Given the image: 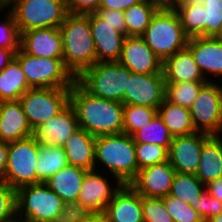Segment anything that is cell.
I'll list each match as a JSON object with an SVG mask.
<instances>
[{
    "instance_id": "6da1fadb",
    "label": "cell",
    "mask_w": 222,
    "mask_h": 222,
    "mask_svg": "<svg viewBox=\"0 0 222 222\" xmlns=\"http://www.w3.org/2000/svg\"><path fill=\"white\" fill-rule=\"evenodd\" d=\"M69 104L79 127L91 135L97 137L123 133V103L96 97L75 81L71 87Z\"/></svg>"
},
{
    "instance_id": "7a4b0ae2",
    "label": "cell",
    "mask_w": 222,
    "mask_h": 222,
    "mask_svg": "<svg viewBox=\"0 0 222 222\" xmlns=\"http://www.w3.org/2000/svg\"><path fill=\"white\" fill-rule=\"evenodd\" d=\"M100 167L108 170L110 180L130 184L139 172L133 137L127 133L97 136L94 169L99 171Z\"/></svg>"
},
{
    "instance_id": "3957f363",
    "label": "cell",
    "mask_w": 222,
    "mask_h": 222,
    "mask_svg": "<svg viewBox=\"0 0 222 222\" xmlns=\"http://www.w3.org/2000/svg\"><path fill=\"white\" fill-rule=\"evenodd\" d=\"M63 42V62L77 78L96 64V49L89 24V14L69 13L60 25Z\"/></svg>"
},
{
    "instance_id": "277c9868",
    "label": "cell",
    "mask_w": 222,
    "mask_h": 222,
    "mask_svg": "<svg viewBox=\"0 0 222 222\" xmlns=\"http://www.w3.org/2000/svg\"><path fill=\"white\" fill-rule=\"evenodd\" d=\"M141 37L162 63L185 49L189 39L177 12L171 7H161Z\"/></svg>"
},
{
    "instance_id": "5b68a950",
    "label": "cell",
    "mask_w": 222,
    "mask_h": 222,
    "mask_svg": "<svg viewBox=\"0 0 222 222\" xmlns=\"http://www.w3.org/2000/svg\"><path fill=\"white\" fill-rule=\"evenodd\" d=\"M19 32L41 28H60L69 14L66 0H8Z\"/></svg>"
},
{
    "instance_id": "8992f818",
    "label": "cell",
    "mask_w": 222,
    "mask_h": 222,
    "mask_svg": "<svg viewBox=\"0 0 222 222\" xmlns=\"http://www.w3.org/2000/svg\"><path fill=\"white\" fill-rule=\"evenodd\" d=\"M130 73L118 61L97 62L84 70L76 81L96 97L123 103Z\"/></svg>"
},
{
    "instance_id": "52a82bcc",
    "label": "cell",
    "mask_w": 222,
    "mask_h": 222,
    "mask_svg": "<svg viewBox=\"0 0 222 222\" xmlns=\"http://www.w3.org/2000/svg\"><path fill=\"white\" fill-rule=\"evenodd\" d=\"M63 204L43 182L16 190V217L25 222H52L61 213Z\"/></svg>"
},
{
    "instance_id": "ba28073f",
    "label": "cell",
    "mask_w": 222,
    "mask_h": 222,
    "mask_svg": "<svg viewBox=\"0 0 222 222\" xmlns=\"http://www.w3.org/2000/svg\"><path fill=\"white\" fill-rule=\"evenodd\" d=\"M14 58L19 62L31 88H71L76 81L64 65L63 58L31 56L21 49Z\"/></svg>"
},
{
    "instance_id": "9c48e42d",
    "label": "cell",
    "mask_w": 222,
    "mask_h": 222,
    "mask_svg": "<svg viewBox=\"0 0 222 222\" xmlns=\"http://www.w3.org/2000/svg\"><path fill=\"white\" fill-rule=\"evenodd\" d=\"M71 88H30L19 99L32 130L55 117L68 104Z\"/></svg>"
},
{
    "instance_id": "30bf717a",
    "label": "cell",
    "mask_w": 222,
    "mask_h": 222,
    "mask_svg": "<svg viewBox=\"0 0 222 222\" xmlns=\"http://www.w3.org/2000/svg\"><path fill=\"white\" fill-rule=\"evenodd\" d=\"M39 143L33 136L8 143L5 183L15 190L37 184Z\"/></svg>"
},
{
    "instance_id": "8fae6325",
    "label": "cell",
    "mask_w": 222,
    "mask_h": 222,
    "mask_svg": "<svg viewBox=\"0 0 222 222\" xmlns=\"http://www.w3.org/2000/svg\"><path fill=\"white\" fill-rule=\"evenodd\" d=\"M221 82H207L189 108L196 131L210 135L222 134Z\"/></svg>"
},
{
    "instance_id": "7c38bea8",
    "label": "cell",
    "mask_w": 222,
    "mask_h": 222,
    "mask_svg": "<svg viewBox=\"0 0 222 222\" xmlns=\"http://www.w3.org/2000/svg\"><path fill=\"white\" fill-rule=\"evenodd\" d=\"M166 82L163 73H130L123 98L124 105L158 109L165 99Z\"/></svg>"
},
{
    "instance_id": "4fadbf2b",
    "label": "cell",
    "mask_w": 222,
    "mask_h": 222,
    "mask_svg": "<svg viewBox=\"0 0 222 222\" xmlns=\"http://www.w3.org/2000/svg\"><path fill=\"white\" fill-rule=\"evenodd\" d=\"M211 136L208 133L197 131L173 138L168 151V160L176 172L196 174L203 144Z\"/></svg>"
},
{
    "instance_id": "5bb4252c",
    "label": "cell",
    "mask_w": 222,
    "mask_h": 222,
    "mask_svg": "<svg viewBox=\"0 0 222 222\" xmlns=\"http://www.w3.org/2000/svg\"><path fill=\"white\" fill-rule=\"evenodd\" d=\"M109 179L100 171L88 170L77 201L91 213H104L108 203L123 185L121 182H113V185Z\"/></svg>"
},
{
    "instance_id": "9a60e30c",
    "label": "cell",
    "mask_w": 222,
    "mask_h": 222,
    "mask_svg": "<svg viewBox=\"0 0 222 222\" xmlns=\"http://www.w3.org/2000/svg\"><path fill=\"white\" fill-rule=\"evenodd\" d=\"M175 174L168 160L140 169L129 185L142 197L163 198L170 193Z\"/></svg>"
},
{
    "instance_id": "2e32d148",
    "label": "cell",
    "mask_w": 222,
    "mask_h": 222,
    "mask_svg": "<svg viewBox=\"0 0 222 222\" xmlns=\"http://www.w3.org/2000/svg\"><path fill=\"white\" fill-rule=\"evenodd\" d=\"M187 48L208 82H213L214 77L222 81V37H191Z\"/></svg>"
},
{
    "instance_id": "e0dca14e",
    "label": "cell",
    "mask_w": 222,
    "mask_h": 222,
    "mask_svg": "<svg viewBox=\"0 0 222 222\" xmlns=\"http://www.w3.org/2000/svg\"><path fill=\"white\" fill-rule=\"evenodd\" d=\"M118 62L132 73H163V63L141 36H126Z\"/></svg>"
},
{
    "instance_id": "ac0fdd59",
    "label": "cell",
    "mask_w": 222,
    "mask_h": 222,
    "mask_svg": "<svg viewBox=\"0 0 222 222\" xmlns=\"http://www.w3.org/2000/svg\"><path fill=\"white\" fill-rule=\"evenodd\" d=\"M20 49L31 56L63 58V42L59 28L32 29L20 33Z\"/></svg>"
},
{
    "instance_id": "d6986e66",
    "label": "cell",
    "mask_w": 222,
    "mask_h": 222,
    "mask_svg": "<svg viewBox=\"0 0 222 222\" xmlns=\"http://www.w3.org/2000/svg\"><path fill=\"white\" fill-rule=\"evenodd\" d=\"M78 128L75 112L68 104L55 117L50 118L33 130V137L40 145L62 147Z\"/></svg>"
},
{
    "instance_id": "ffe728a7",
    "label": "cell",
    "mask_w": 222,
    "mask_h": 222,
    "mask_svg": "<svg viewBox=\"0 0 222 222\" xmlns=\"http://www.w3.org/2000/svg\"><path fill=\"white\" fill-rule=\"evenodd\" d=\"M89 24L96 49V63L118 61L126 36L117 32L95 13H89Z\"/></svg>"
},
{
    "instance_id": "44dd1931",
    "label": "cell",
    "mask_w": 222,
    "mask_h": 222,
    "mask_svg": "<svg viewBox=\"0 0 222 222\" xmlns=\"http://www.w3.org/2000/svg\"><path fill=\"white\" fill-rule=\"evenodd\" d=\"M104 215L107 222H143L142 196L124 184L108 203Z\"/></svg>"
},
{
    "instance_id": "7402d4cb",
    "label": "cell",
    "mask_w": 222,
    "mask_h": 222,
    "mask_svg": "<svg viewBox=\"0 0 222 222\" xmlns=\"http://www.w3.org/2000/svg\"><path fill=\"white\" fill-rule=\"evenodd\" d=\"M31 136L33 130L19 100L0 102V141L10 143Z\"/></svg>"
},
{
    "instance_id": "603a6c76",
    "label": "cell",
    "mask_w": 222,
    "mask_h": 222,
    "mask_svg": "<svg viewBox=\"0 0 222 222\" xmlns=\"http://www.w3.org/2000/svg\"><path fill=\"white\" fill-rule=\"evenodd\" d=\"M162 71L166 83L207 81L187 47L166 59Z\"/></svg>"
},
{
    "instance_id": "cb8c5ba5",
    "label": "cell",
    "mask_w": 222,
    "mask_h": 222,
    "mask_svg": "<svg viewBox=\"0 0 222 222\" xmlns=\"http://www.w3.org/2000/svg\"><path fill=\"white\" fill-rule=\"evenodd\" d=\"M96 137L82 128H78L62 146L67 156L68 165L78 166L86 170L95 167Z\"/></svg>"
},
{
    "instance_id": "d4e9b609",
    "label": "cell",
    "mask_w": 222,
    "mask_h": 222,
    "mask_svg": "<svg viewBox=\"0 0 222 222\" xmlns=\"http://www.w3.org/2000/svg\"><path fill=\"white\" fill-rule=\"evenodd\" d=\"M88 170L67 165L52 175L45 184L55 192L63 202L77 201L82 183Z\"/></svg>"
},
{
    "instance_id": "484cf974",
    "label": "cell",
    "mask_w": 222,
    "mask_h": 222,
    "mask_svg": "<svg viewBox=\"0 0 222 222\" xmlns=\"http://www.w3.org/2000/svg\"><path fill=\"white\" fill-rule=\"evenodd\" d=\"M195 175L204 185L222 178V135H212L203 144Z\"/></svg>"
},
{
    "instance_id": "4316f807",
    "label": "cell",
    "mask_w": 222,
    "mask_h": 222,
    "mask_svg": "<svg viewBox=\"0 0 222 222\" xmlns=\"http://www.w3.org/2000/svg\"><path fill=\"white\" fill-rule=\"evenodd\" d=\"M157 114L173 137L197 132L193 126L189 109L174 104L166 98L157 109Z\"/></svg>"
},
{
    "instance_id": "83f0119b",
    "label": "cell",
    "mask_w": 222,
    "mask_h": 222,
    "mask_svg": "<svg viewBox=\"0 0 222 222\" xmlns=\"http://www.w3.org/2000/svg\"><path fill=\"white\" fill-rule=\"evenodd\" d=\"M30 88L19 62L14 58L0 72V102L18 101Z\"/></svg>"
},
{
    "instance_id": "f1b7e54d",
    "label": "cell",
    "mask_w": 222,
    "mask_h": 222,
    "mask_svg": "<svg viewBox=\"0 0 222 222\" xmlns=\"http://www.w3.org/2000/svg\"><path fill=\"white\" fill-rule=\"evenodd\" d=\"M161 8L158 0H143L124 12L126 36H142L154 14Z\"/></svg>"
},
{
    "instance_id": "f546056e",
    "label": "cell",
    "mask_w": 222,
    "mask_h": 222,
    "mask_svg": "<svg viewBox=\"0 0 222 222\" xmlns=\"http://www.w3.org/2000/svg\"><path fill=\"white\" fill-rule=\"evenodd\" d=\"M177 12L184 33L189 37H205L204 6L199 0H186L176 4Z\"/></svg>"
},
{
    "instance_id": "4dcf8cb0",
    "label": "cell",
    "mask_w": 222,
    "mask_h": 222,
    "mask_svg": "<svg viewBox=\"0 0 222 222\" xmlns=\"http://www.w3.org/2000/svg\"><path fill=\"white\" fill-rule=\"evenodd\" d=\"M67 165V156L63 147L39 144L38 160L35 164L37 184L45 183L52 175Z\"/></svg>"
},
{
    "instance_id": "1f68e13d",
    "label": "cell",
    "mask_w": 222,
    "mask_h": 222,
    "mask_svg": "<svg viewBox=\"0 0 222 222\" xmlns=\"http://www.w3.org/2000/svg\"><path fill=\"white\" fill-rule=\"evenodd\" d=\"M204 191L205 185L195 174L176 172L169 194L195 208L198 198Z\"/></svg>"
},
{
    "instance_id": "d6a6232c",
    "label": "cell",
    "mask_w": 222,
    "mask_h": 222,
    "mask_svg": "<svg viewBox=\"0 0 222 222\" xmlns=\"http://www.w3.org/2000/svg\"><path fill=\"white\" fill-rule=\"evenodd\" d=\"M132 137L135 143L158 144L168 151L174 138L158 114L151 122L137 130Z\"/></svg>"
},
{
    "instance_id": "836d02e7",
    "label": "cell",
    "mask_w": 222,
    "mask_h": 222,
    "mask_svg": "<svg viewBox=\"0 0 222 222\" xmlns=\"http://www.w3.org/2000/svg\"><path fill=\"white\" fill-rule=\"evenodd\" d=\"M208 81L166 83L165 98L184 108H190Z\"/></svg>"
},
{
    "instance_id": "e575fe53",
    "label": "cell",
    "mask_w": 222,
    "mask_h": 222,
    "mask_svg": "<svg viewBox=\"0 0 222 222\" xmlns=\"http://www.w3.org/2000/svg\"><path fill=\"white\" fill-rule=\"evenodd\" d=\"M157 115V109L138 106L124 105L123 110V133L132 136Z\"/></svg>"
},
{
    "instance_id": "d590c367",
    "label": "cell",
    "mask_w": 222,
    "mask_h": 222,
    "mask_svg": "<svg viewBox=\"0 0 222 222\" xmlns=\"http://www.w3.org/2000/svg\"><path fill=\"white\" fill-rule=\"evenodd\" d=\"M162 200L174 222H204L200 214L181 199L168 194Z\"/></svg>"
},
{
    "instance_id": "8d00e7d4",
    "label": "cell",
    "mask_w": 222,
    "mask_h": 222,
    "mask_svg": "<svg viewBox=\"0 0 222 222\" xmlns=\"http://www.w3.org/2000/svg\"><path fill=\"white\" fill-rule=\"evenodd\" d=\"M138 169L168 161V150L164 146L150 143H135Z\"/></svg>"
},
{
    "instance_id": "74e56055",
    "label": "cell",
    "mask_w": 222,
    "mask_h": 222,
    "mask_svg": "<svg viewBox=\"0 0 222 222\" xmlns=\"http://www.w3.org/2000/svg\"><path fill=\"white\" fill-rule=\"evenodd\" d=\"M204 6L205 37H222V0H199Z\"/></svg>"
},
{
    "instance_id": "f35d334b",
    "label": "cell",
    "mask_w": 222,
    "mask_h": 222,
    "mask_svg": "<svg viewBox=\"0 0 222 222\" xmlns=\"http://www.w3.org/2000/svg\"><path fill=\"white\" fill-rule=\"evenodd\" d=\"M5 13V21L2 20L0 23V48L10 49L16 53L20 49V32L10 9L5 10Z\"/></svg>"
},
{
    "instance_id": "ab89813d",
    "label": "cell",
    "mask_w": 222,
    "mask_h": 222,
    "mask_svg": "<svg viewBox=\"0 0 222 222\" xmlns=\"http://www.w3.org/2000/svg\"><path fill=\"white\" fill-rule=\"evenodd\" d=\"M143 222H174L162 198L142 197Z\"/></svg>"
},
{
    "instance_id": "60d3db41",
    "label": "cell",
    "mask_w": 222,
    "mask_h": 222,
    "mask_svg": "<svg viewBox=\"0 0 222 222\" xmlns=\"http://www.w3.org/2000/svg\"><path fill=\"white\" fill-rule=\"evenodd\" d=\"M16 217V190L5 182H0V222H8Z\"/></svg>"
},
{
    "instance_id": "b9f144b4",
    "label": "cell",
    "mask_w": 222,
    "mask_h": 222,
    "mask_svg": "<svg viewBox=\"0 0 222 222\" xmlns=\"http://www.w3.org/2000/svg\"><path fill=\"white\" fill-rule=\"evenodd\" d=\"M90 214L91 211L78 201L65 202L61 213L52 222H79Z\"/></svg>"
},
{
    "instance_id": "7bdbcfd3",
    "label": "cell",
    "mask_w": 222,
    "mask_h": 222,
    "mask_svg": "<svg viewBox=\"0 0 222 222\" xmlns=\"http://www.w3.org/2000/svg\"><path fill=\"white\" fill-rule=\"evenodd\" d=\"M194 209L200 214L203 221L207 222L212 217L222 213V202L204 191L198 198Z\"/></svg>"
},
{
    "instance_id": "ee69618b",
    "label": "cell",
    "mask_w": 222,
    "mask_h": 222,
    "mask_svg": "<svg viewBox=\"0 0 222 222\" xmlns=\"http://www.w3.org/2000/svg\"><path fill=\"white\" fill-rule=\"evenodd\" d=\"M95 14L104 22L108 23L117 32L126 36V23L123 11L98 9Z\"/></svg>"
},
{
    "instance_id": "f6af8a7d",
    "label": "cell",
    "mask_w": 222,
    "mask_h": 222,
    "mask_svg": "<svg viewBox=\"0 0 222 222\" xmlns=\"http://www.w3.org/2000/svg\"><path fill=\"white\" fill-rule=\"evenodd\" d=\"M101 0H66L68 12L71 14L95 13L99 9Z\"/></svg>"
},
{
    "instance_id": "bcb514c9",
    "label": "cell",
    "mask_w": 222,
    "mask_h": 222,
    "mask_svg": "<svg viewBox=\"0 0 222 222\" xmlns=\"http://www.w3.org/2000/svg\"><path fill=\"white\" fill-rule=\"evenodd\" d=\"M143 0H101L99 9H110L125 11L129 7L140 3Z\"/></svg>"
},
{
    "instance_id": "7dc6e473",
    "label": "cell",
    "mask_w": 222,
    "mask_h": 222,
    "mask_svg": "<svg viewBox=\"0 0 222 222\" xmlns=\"http://www.w3.org/2000/svg\"><path fill=\"white\" fill-rule=\"evenodd\" d=\"M205 191L222 202V178H217L205 185Z\"/></svg>"
},
{
    "instance_id": "c3c4849f",
    "label": "cell",
    "mask_w": 222,
    "mask_h": 222,
    "mask_svg": "<svg viewBox=\"0 0 222 222\" xmlns=\"http://www.w3.org/2000/svg\"><path fill=\"white\" fill-rule=\"evenodd\" d=\"M8 143L0 141V182H5Z\"/></svg>"
},
{
    "instance_id": "681fc988",
    "label": "cell",
    "mask_w": 222,
    "mask_h": 222,
    "mask_svg": "<svg viewBox=\"0 0 222 222\" xmlns=\"http://www.w3.org/2000/svg\"><path fill=\"white\" fill-rule=\"evenodd\" d=\"M14 56L13 50L0 48V72L14 59Z\"/></svg>"
},
{
    "instance_id": "f907efd6",
    "label": "cell",
    "mask_w": 222,
    "mask_h": 222,
    "mask_svg": "<svg viewBox=\"0 0 222 222\" xmlns=\"http://www.w3.org/2000/svg\"><path fill=\"white\" fill-rule=\"evenodd\" d=\"M79 222H107L104 213H91Z\"/></svg>"
},
{
    "instance_id": "816d5d0a",
    "label": "cell",
    "mask_w": 222,
    "mask_h": 222,
    "mask_svg": "<svg viewBox=\"0 0 222 222\" xmlns=\"http://www.w3.org/2000/svg\"><path fill=\"white\" fill-rule=\"evenodd\" d=\"M161 7H171L173 8L176 4L186 1V0H158Z\"/></svg>"
},
{
    "instance_id": "f5cc1de1",
    "label": "cell",
    "mask_w": 222,
    "mask_h": 222,
    "mask_svg": "<svg viewBox=\"0 0 222 222\" xmlns=\"http://www.w3.org/2000/svg\"><path fill=\"white\" fill-rule=\"evenodd\" d=\"M207 222H222V213L212 217Z\"/></svg>"
},
{
    "instance_id": "db71d44e",
    "label": "cell",
    "mask_w": 222,
    "mask_h": 222,
    "mask_svg": "<svg viewBox=\"0 0 222 222\" xmlns=\"http://www.w3.org/2000/svg\"><path fill=\"white\" fill-rule=\"evenodd\" d=\"M8 222H25L23 219L15 217L14 219L8 221Z\"/></svg>"
},
{
    "instance_id": "11a10c76",
    "label": "cell",
    "mask_w": 222,
    "mask_h": 222,
    "mask_svg": "<svg viewBox=\"0 0 222 222\" xmlns=\"http://www.w3.org/2000/svg\"><path fill=\"white\" fill-rule=\"evenodd\" d=\"M5 8H6V5H5V4H1V5H0V11H1V13H3L2 11H4Z\"/></svg>"
},
{
    "instance_id": "9f6ffc18",
    "label": "cell",
    "mask_w": 222,
    "mask_h": 222,
    "mask_svg": "<svg viewBox=\"0 0 222 222\" xmlns=\"http://www.w3.org/2000/svg\"><path fill=\"white\" fill-rule=\"evenodd\" d=\"M3 4L5 3V2H7L8 0H0Z\"/></svg>"
}]
</instances>
